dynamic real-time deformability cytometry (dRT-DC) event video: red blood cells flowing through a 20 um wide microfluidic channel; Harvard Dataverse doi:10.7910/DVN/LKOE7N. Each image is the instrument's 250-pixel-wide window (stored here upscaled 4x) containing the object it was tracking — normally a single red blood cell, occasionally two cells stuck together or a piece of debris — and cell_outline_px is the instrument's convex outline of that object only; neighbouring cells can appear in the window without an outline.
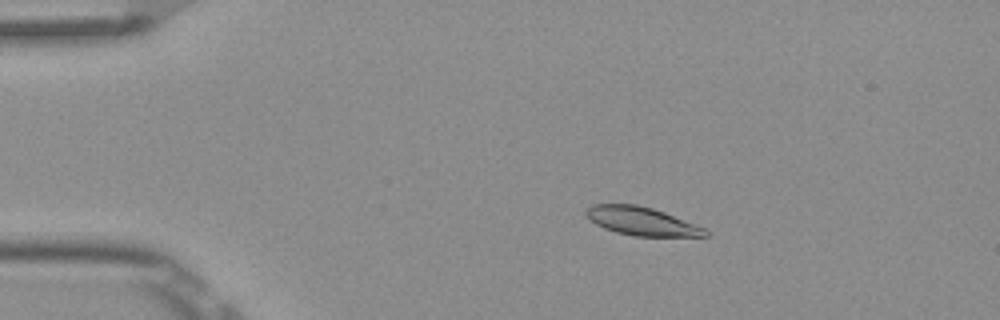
{"species": "Egyptian fruit bat (a non-hibernating species)", "species_latin": "Rousettus aegyptiacus", "temperature_condition": "room temperature", "stored_images_in_passage": 7, "camera_frame_rate_fps": 3000, "um_per_image_px": 0.085, "frame": {"image": 1, "passage_image": 3, "time_ms": 0.667, "image_size_px": [1000, 320], "cell_outline_px": [[708, 236], [636, 236], [616, 232], [604, 228], [596, 224], [584, 212], [592, 204], [636, 204], [652, 208], [664, 212], [704, 228], [708, 232]], "centroid_in_image_um": [54.52, 18.8], "position_along_channel_um": 30.5, "area_um2": 19.36}}
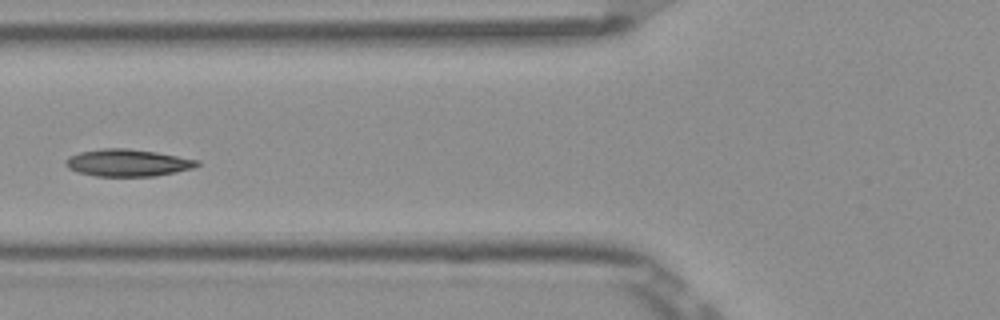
{"frame": {"image": 2, "passage_image": 6, "time_ms": 1.667, "image_size_px": [1000, 320], "cell_outline_px": [[200, 164], [192, 168], [176, 172], [156, 176], [96, 176], [80, 172], [68, 168], [64, 164], [64, 160], [68, 156], [80, 152], [104, 148], [128, 148], [156, 152], [200, 160]], "centroid_in_image_um": [10.85, 13.83], "position_along_channel_um": 115.0, "area_um2": 20.81}}
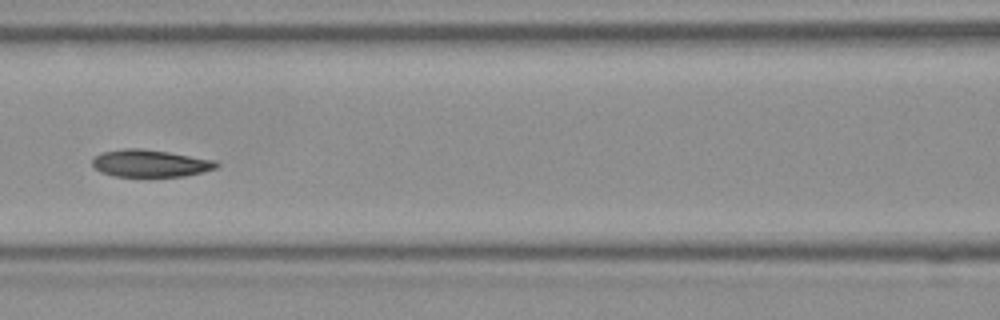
{"frame": {"image": 3, "passage_image": 7, "time_ms": 2.0, "image_size_px": [1000, 320], "cell_outline_px": [[220, 164], [216, 168], [184, 176], [116, 176], [100, 172], [92, 164], [92, 160], [100, 152], [124, 148], [140, 148], [168, 152], [216, 160]], "centroid_in_image_um": [12.76, 13.87], "position_along_channel_um": 153.8, "area_um2": 19.59}}